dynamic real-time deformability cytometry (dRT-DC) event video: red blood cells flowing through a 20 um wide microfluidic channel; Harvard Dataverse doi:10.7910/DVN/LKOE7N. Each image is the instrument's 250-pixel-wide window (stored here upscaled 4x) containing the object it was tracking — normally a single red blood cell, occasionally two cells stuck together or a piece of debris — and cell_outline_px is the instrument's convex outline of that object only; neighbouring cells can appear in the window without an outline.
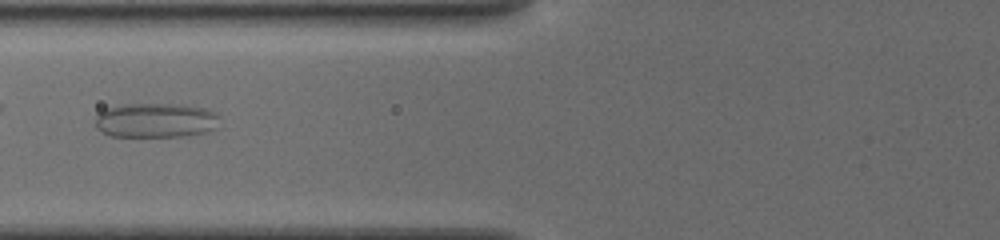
{"species": "common noctule bat (a hibernating species)", "species_latin": "Nyctalus noctula", "temperature_condition": "cold", "stored_images_in_passage": 9, "camera_frame_rate_fps": 3000, "um_per_image_px": 0.085, "animal": {"sex": "female", "body_mass_g": 19.5, "forearm_length_mm": 54.1}, "frame": {"image": 1, "passage_image": 9, "time_ms": 8.0, "image_size_px": [1000, 240], "cell_outline_px": [[216, 116], [212, 128], [204, 132], [180, 136], [112, 136], [96, 128], [96, 116], [104, 108], [124, 104], [180, 104], [204, 108], [216, 112]], "centroid_in_image_um": [13.14, 10.21], "position_along_channel_um": 112.7, "area_um2": 24.57}}